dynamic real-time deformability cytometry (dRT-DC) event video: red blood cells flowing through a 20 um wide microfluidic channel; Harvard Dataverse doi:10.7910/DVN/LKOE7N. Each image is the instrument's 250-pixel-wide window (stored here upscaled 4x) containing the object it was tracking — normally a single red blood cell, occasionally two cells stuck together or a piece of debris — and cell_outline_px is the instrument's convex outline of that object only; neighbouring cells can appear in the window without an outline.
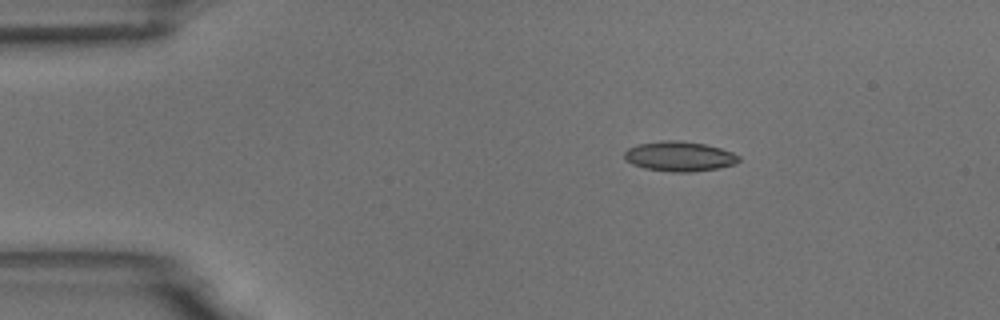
{"species": "common noctule bat (a hibernating species)", "species_latin": "Nyctalus noctula", "temperature_condition": "room temperature", "stored_images_in_passage": 3, "camera_frame_rate_fps": 3000, "um_per_image_px": 0.085, "animal": {"sex": "male", "body_mass_g": 18.8}, "frame": {"image": 1, "passage_image": 1, "time_ms": 0.0, "image_size_px": [1000, 320], "cell_outline_px": [[740, 160], [736, 164], [720, 168], [692, 172], [672, 172], [644, 168], [632, 164], [624, 160], [624, 152], [628, 148], [636, 144], [664, 140], [680, 140], [704, 144], [720, 148], [732, 152], [740, 156]], "centroid_in_image_um": [57.74, 13.29], "position_along_channel_um": 27.3, "area_um2": 20.17}}